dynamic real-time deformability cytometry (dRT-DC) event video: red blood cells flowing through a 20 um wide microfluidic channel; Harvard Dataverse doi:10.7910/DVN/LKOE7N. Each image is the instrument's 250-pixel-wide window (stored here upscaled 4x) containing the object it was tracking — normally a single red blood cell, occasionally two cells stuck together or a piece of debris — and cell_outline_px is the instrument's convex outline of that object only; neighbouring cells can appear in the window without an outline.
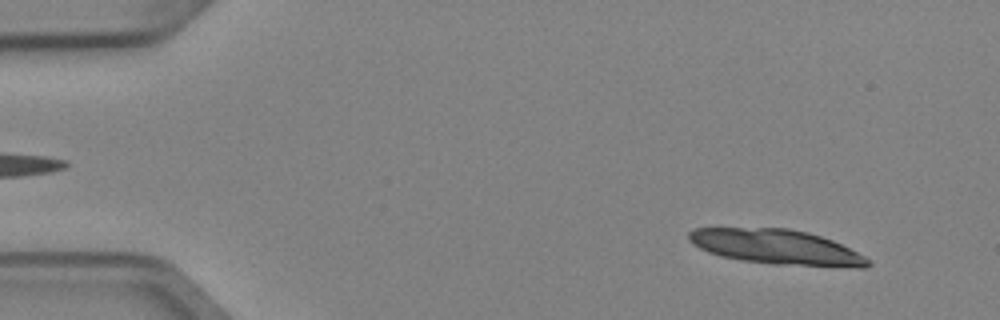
{"species": "Egyptian fruit bat (a non-hibernating species)", "species_latin": "Rousettus aegyptiacus", "temperature_condition": "cold", "stored_images_in_passage": 3, "camera_frame_rate_fps": 3000, "um_per_image_px": 0.085, "animal": {"sex": "female"}, "frame": {"image": 1, "passage_image": 1, "time_ms": 0.0, "image_size_px": [1000, 320], "cell_outline_px": [[872, 264], [864, 268], [860, 268], [772, 264], [744, 260], [720, 256], [708, 252], [692, 244], [688, 240], [688, 232], [692, 228], [788, 228], [808, 232], [832, 240], [872, 260]], "centroid_in_image_um": [66.01, 21.0], "position_along_channel_um": 19.0, "area_um2": 36.47}}